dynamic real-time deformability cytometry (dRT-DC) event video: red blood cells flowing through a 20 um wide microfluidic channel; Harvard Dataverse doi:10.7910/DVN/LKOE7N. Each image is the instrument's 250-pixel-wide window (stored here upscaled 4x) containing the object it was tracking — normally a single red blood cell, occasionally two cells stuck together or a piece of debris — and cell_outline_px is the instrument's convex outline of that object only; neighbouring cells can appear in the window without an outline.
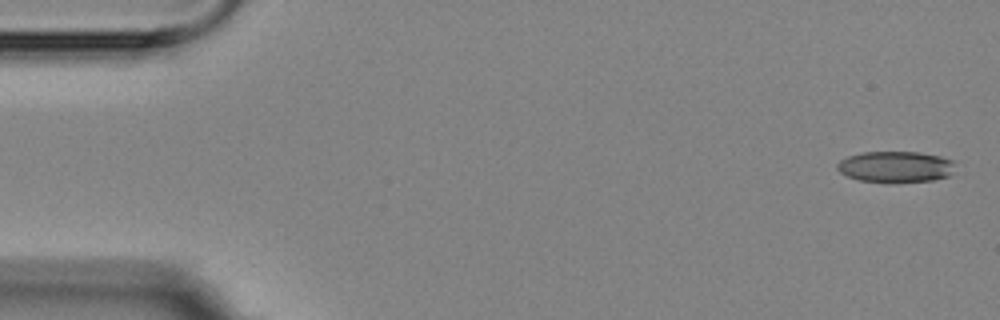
{"species": "Egyptian fruit bat (a non-hibernating species)", "species_latin": "Rousettus aegyptiacus", "temperature_condition": "room temperature", "stored_images_in_passage": 5, "camera_frame_rate_fps": 3000, "um_per_image_px": 0.085, "animal": {"sex": "female"}, "frame": {"image": 1, "passage_image": 1, "time_ms": 0.0, "image_size_px": [1000, 320], "cell_outline_px": [[952, 164], [948, 176], [932, 180], [860, 180], [848, 176], [840, 172], [836, 168], [836, 164], [840, 160], [848, 156], [864, 152], [920, 152], [940, 156], [952, 160]], "centroid_in_image_um": [76.06, 14.13], "position_along_channel_um": 8.9, "area_um2": 20.46}}
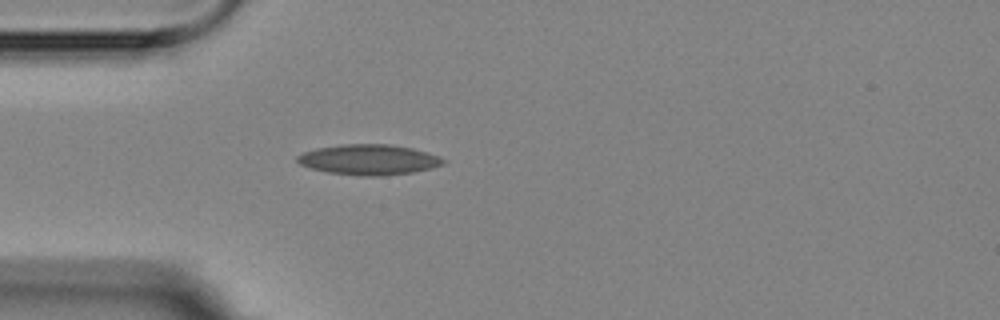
{"frame": {"image": 2, "passage_image": 5, "time_ms": 4.667, "image_size_px": [1000, 320], "cell_outline_px": [[448, 160], [444, 164], [432, 168], [412, 172], [380, 176], [360, 176], [328, 172], [308, 168], [300, 164], [296, 160], [296, 156], [304, 152], [316, 148], [340, 144], [388, 144], [412, 148], [428, 152], [440, 156]], "centroid_in_image_um": [31.36, 13.57], "position_along_channel_um": 53.6, "area_um2": 26.07}}